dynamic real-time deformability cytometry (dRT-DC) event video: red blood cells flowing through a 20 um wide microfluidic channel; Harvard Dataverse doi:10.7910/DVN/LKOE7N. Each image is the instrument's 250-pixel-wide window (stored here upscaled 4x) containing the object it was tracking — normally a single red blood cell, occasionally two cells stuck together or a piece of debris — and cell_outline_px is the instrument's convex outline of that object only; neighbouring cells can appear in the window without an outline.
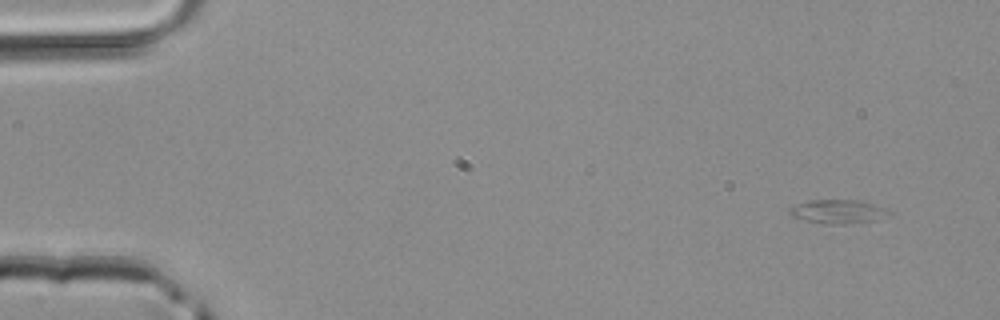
{"species": "common noctule bat (a hibernating species)", "species_latin": "Nyctalus noctula", "temperature_condition": "room temperature", "stored_images_in_passage": 7, "camera_frame_rate_fps": 3000, "um_per_image_px": 0.085, "animal": {"sex": "male", "body_mass_g": 20.4}, "frame": {"image": 1, "passage_image": 1, "time_ms": 0.0, "image_size_px": [1000, 320], "cell_outline_px": [[892, 212], [872, 220], [852, 224], [824, 224], [792, 216], [788, 212], [788, 208], [796, 204], [808, 200], [860, 200], [884, 208]], "centroid_in_image_um": [71.16, 17.98], "position_along_channel_um": 13.8, "area_um2": 13.58}}
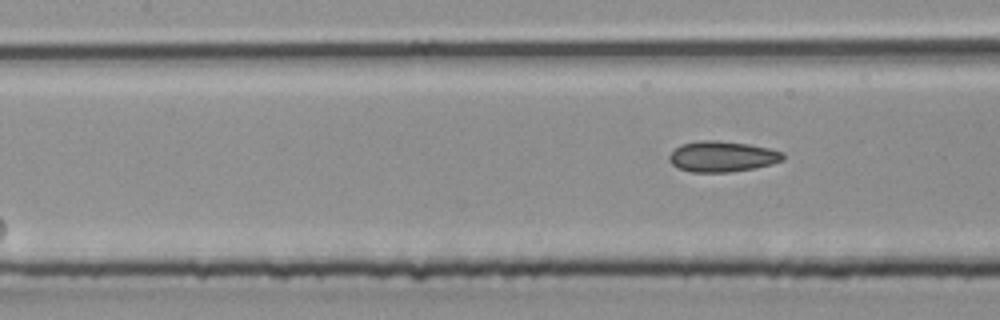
{"frame": {"image": 2, "passage_image": 7, "time_ms": 2.0, "image_size_px": [1000, 320], "cell_outline_px": [[784, 160], [772, 164], [752, 168], [728, 172], [692, 172], [676, 168], [668, 160], [668, 156], [680, 144], [700, 140], [708, 140], [748, 144], [768, 148], [784, 152]], "centroid_in_image_um": [61.36, 13.31], "position_along_channel_um": 146.0, "area_um2": 20.29}}